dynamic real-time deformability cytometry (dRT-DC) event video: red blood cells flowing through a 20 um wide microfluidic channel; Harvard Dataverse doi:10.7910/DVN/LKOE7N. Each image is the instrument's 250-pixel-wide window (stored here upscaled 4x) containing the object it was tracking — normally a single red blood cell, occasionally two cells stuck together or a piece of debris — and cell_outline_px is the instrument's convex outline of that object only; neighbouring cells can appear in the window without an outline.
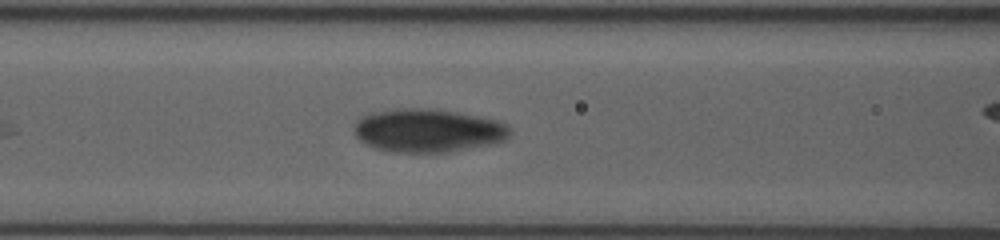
{"species": "human", "species_latin": "Homo sapiens", "temperature_condition": "room temperature", "stored_images_in_passage": 62, "camera_frame_rate_fps": 3000, "um_per_image_px": 0.085, "donor": {"sex": "female"}, "frame": {"image": 1, "passage_image": 11, "time_ms": 1.667, "image_size_px": [1000, 240], "cell_outline_px": [[508, 136], [504, 140], [452, 152], [388, 152], [372, 148], [360, 140], [356, 136], [356, 120], [364, 116], [376, 112], [404, 108], [416, 108], [452, 112], [496, 120], [504, 124], [508, 128]], "centroid_in_image_um": [36.31, 11.12], "position_along_channel_um": 130.3, "area_um2": 38.44}}
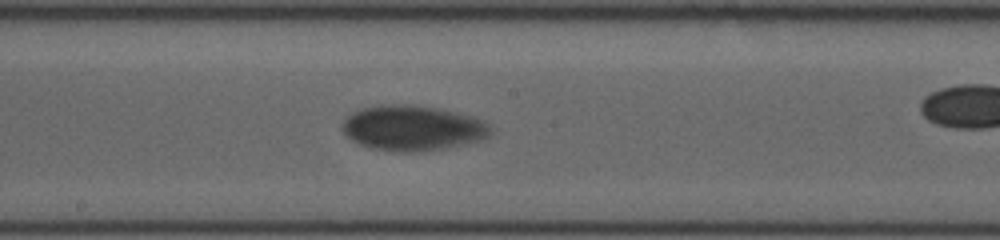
{"frame": {"image": 2, "passage_image": 24, "time_ms": 4.0, "image_size_px": [1000, 240], "cell_outline_px": [[492, 132], [488, 136], [480, 140], [448, 148], [420, 152], [400, 152], [372, 148], [360, 144], [352, 140], [344, 132], [340, 124], [352, 112], [364, 108], [392, 104], [408, 104], [436, 108], [472, 116], [484, 120], [488, 124]], "centroid_in_image_um": [35.08, 10.89], "position_along_channel_um": 213.1, "area_um2": 38.96}}
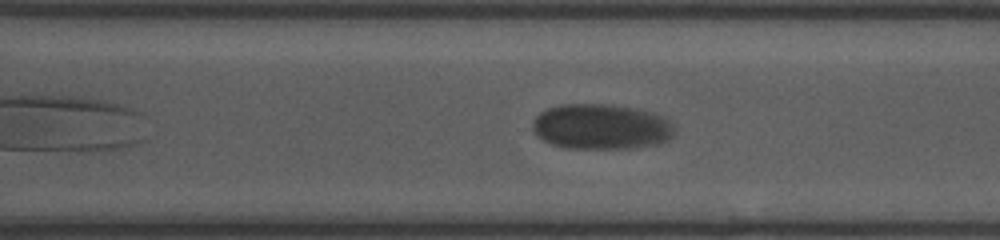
{"frame": {"image": 3, "passage_image": 41, "time_ms": 7.0, "image_size_px": [1000, 240], "cell_outline_px": [[672, 136], [656, 144], [632, 148], [568, 148], [552, 144], [544, 140], [532, 128], [532, 124], [536, 116], [540, 112], [548, 108], [564, 104], [600, 104], [636, 108], [652, 112], [664, 116], [672, 124]], "centroid_in_image_um": [51.09, 10.76], "position_along_channel_um": 319.5, "area_um2": 37.11}, "authors_computed_cell_mechanics": {"area_um2": 37.9168, "velocity_mm_per_s": 3.5554, "shape_relaxation_time_tau1_ms": 5.9773, "shape_relaxation_time_tau2_ms": null, "deformation_change_tau1": 0.0841, "deformation_change_tau2": null}}